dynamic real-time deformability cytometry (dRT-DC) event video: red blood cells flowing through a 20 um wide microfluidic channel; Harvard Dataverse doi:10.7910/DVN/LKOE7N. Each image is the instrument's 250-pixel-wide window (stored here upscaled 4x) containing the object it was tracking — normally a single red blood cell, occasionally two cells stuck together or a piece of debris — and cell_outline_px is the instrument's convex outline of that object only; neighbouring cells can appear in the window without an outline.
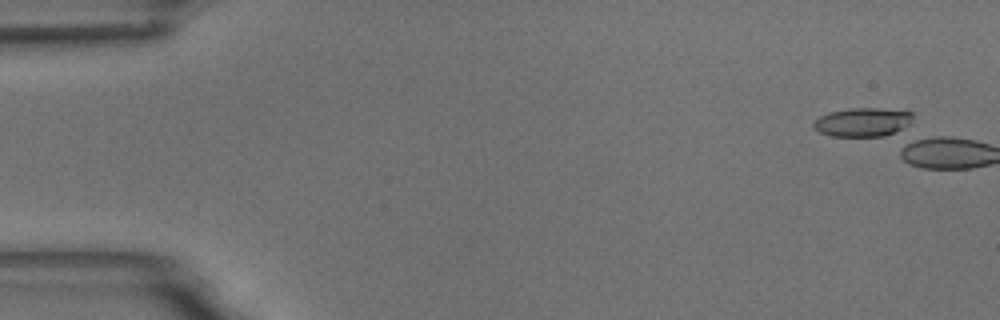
{"species": "common noctule bat (a hibernating species)", "species_latin": "Nyctalus noctula", "temperature_condition": "room temperature", "stored_images_in_passage": 1, "camera_frame_rate_fps": 3000, "um_per_image_px": 0.085, "animal": {"sex": "male", "body_mass_g": 18.8}, "frame": {"image": 1, "passage_image": 1, "time_ms": 0.0, "image_size_px": [1000, 320], "cell_outline_px": [[912, 120], [908, 124], [884, 136], [832, 136], [820, 132], [812, 124], [820, 116], [828, 112], [848, 108], [904, 108], [912, 112]], "centroid_in_image_um": [73.36, 10.34], "position_along_channel_um": 11.6, "area_um2": 16.7}}